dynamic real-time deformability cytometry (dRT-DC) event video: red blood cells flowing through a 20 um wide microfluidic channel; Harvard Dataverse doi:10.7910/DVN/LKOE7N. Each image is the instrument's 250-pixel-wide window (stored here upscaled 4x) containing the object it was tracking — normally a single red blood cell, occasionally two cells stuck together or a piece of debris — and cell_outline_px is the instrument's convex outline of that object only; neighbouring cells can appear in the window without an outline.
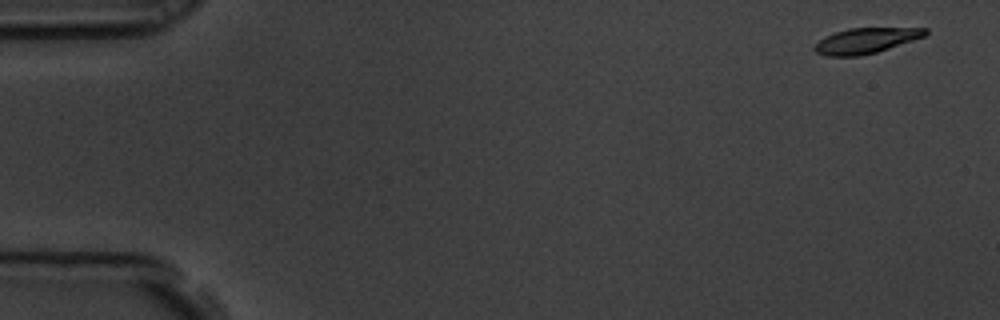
{"species": "common noctule bat (a hibernating species)", "species_latin": "Nyctalus noctula", "temperature_condition": "room temperature", "stored_images_in_passage": 6, "camera_frame_rate_fps": 3000, "um_per_image_px": 0.085, "animal": {"sex": "male", "body_mass_g": 19.5, "forearm_length_mm": 54.6}, "frame": {"image": 1, "passage_image": 1, "time_ms": 0.0, "image_size_px": [1000, 320], "cell_outline_px": [[928, 32], [924, 36], [876, 52], [860, 56], [828, 56], [816, 52], [812, 48], [824, 36], [848, 28], [928, 28]], "centroid_in_image_um": [73.56, 3.45], "position_along_channel_um": 11.4, "area_um2": 16.18}}
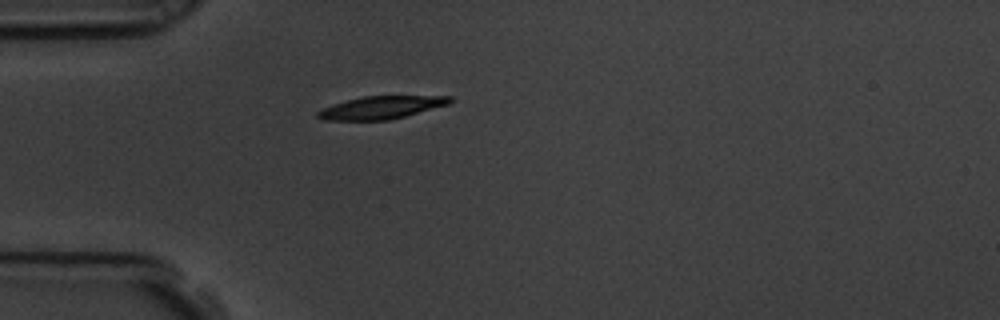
{"frame": {"image": 2, "passage_image": 5, "time_ms": 1.333, "image_size_px": [1000, 320], "cell_outline_px": [[452, 100], [448, 104], [404, 116], [388, 120], [324, 120], [316, 116], [316, 112], [332, 104], [364, 96], [452, 96]], "centroid_in_image_um": [32.37, 9.14], "position_along_channel_um": 52.6, "area_um2": 17.22}}